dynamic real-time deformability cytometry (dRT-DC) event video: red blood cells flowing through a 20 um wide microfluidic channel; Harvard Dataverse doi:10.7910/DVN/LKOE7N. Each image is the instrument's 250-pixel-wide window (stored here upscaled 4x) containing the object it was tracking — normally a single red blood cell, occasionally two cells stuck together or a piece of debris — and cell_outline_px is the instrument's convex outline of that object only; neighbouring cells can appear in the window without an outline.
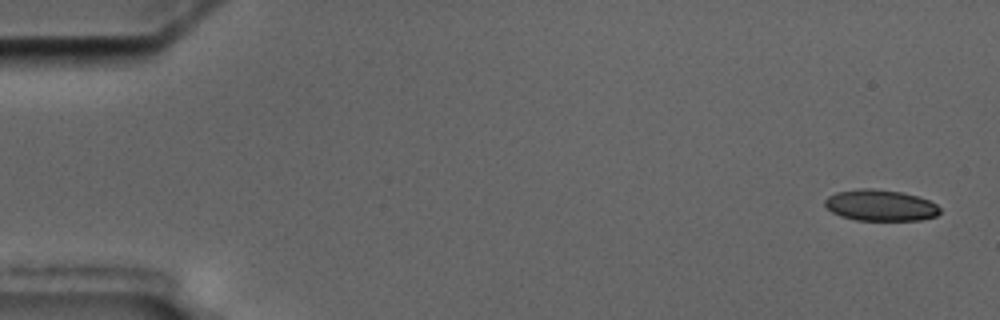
{"species": "common noctule bat (a hibernating species)", "species_latin": "Nyctalus noctula", "temperature_condition": "cold", "stored_images_in_passage": 6, "camera_frame_rate_fps": 3000, "um_per_image_px": 0.085, "animal": {"sex": "male", "body_mass_g": 17.5, "forearm_length_mm": 52.3}, "frame": {"image": 1, "passage_image": 1, "time_ms": 0.0, "image_size_px": [1000, 320], "cell_outline_px": [[940, 212], [936, 216], [920, 220], [856, 220], [840, 216], [832, 212], [824, 204], [824, 200], [828, 196], [836, 192], [856, 188], [872, 188], [900, 192], [916, 196], [928, 200], [936, 204], [940, 208]], "centroid_in_image_um": [74.81, 17.45], "position_along_channel_um": 10.2, "area_um2": 20.92}}